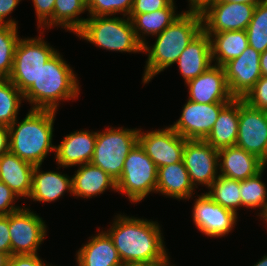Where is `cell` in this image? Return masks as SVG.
I'll return each mask as SVG.
<instances>
[{
    "mask_svg": "<svg viewBox=\"0 0 267 266\" xmlns=\"http://www.w3.org/2000/svg\"><path fill=\"white\" fill-rule=\"evenodd\" d=\"M115 217L105 232L112 239L124 266L155 263L168 257L158 222L121 214Z\"/></svg>",
    "mask_w": 267,
    "mask_h": 266,
    "instance_id": "6da1fadb",
    "label": "cell"
},
{
    "mask_svg": "<svg viewBox=\"0 0 267 266\" xmlns=\"http://www.w3.org/2000/svg\"><path fill=\"white\" fill-rule=\"evenodd\" d=\"M202 16L198 11H182L163 32L156 35L154 45H143L148 53L142 83L147 84L157 74L175 64L188 44L202 31Z\"/></svg>",
    "mask_w": 267,
    "mask_h": 266,
    "instance_id": "7a4b0ae2",
    "label": "cell"
},
{
    "mask_svg": "<svg viewBox=\"0 0 267 266\" xmlns=\"http://www.w3.org/2000/svg\"><path fill=\"white\" fill-rule=\"evenodd\" d=\"M59 51L40 68L38 78L24 93L31 109L58 111L60 101L75 100L80 94L79 80Z\"/></svg>",
    "mask_w": 267,
    "mask_h": 266,
    "instance_id": "3957f363",
    "label": "cell"
},
{
    "mask_svg": "<svg viewBox=\"0 0 267 266\" xmlns=\"http://www.w3.org/2000/svg\"><path fill=\"white\" fill-rule=\"evenodd\" d=\"M57 112L31 109L26 117L12 123L9 128V152L33 165H42L53 145L54 121Z\"/></svg>",
    "mask_w": 267,
    "mask_h": 266,
    "instance_id": "277c9868",
    "label": "cell"
},
{
    "mask_svg": "<svg viewBox=\"0 0 267 266\" xmlns=\"http://www.w3.org/2000/svg\"><path fill=\"white\" fill-rule=\"evenodd\" d=\"M76 36L109 51L143 52V44L137 39L127 16H89Z\"/></svg>",
    "mask_w": 267,
    "mask_h": 266,
    "instance_id": "5b68a950",
    "label": "cell"
},
{
    "mask_svg": "<svg viewBox=\"0 0 267 266\" xmlns=\"http://www.w3.org/2000/svg\"><path fill=\"white\" fill-rule=\"evenodd\" d=\"M139 129L110 127L97 131L91 163L105 171L116 182L124 168L128 153L138 143Z\"/></svg>",
    "mask_w": 267,
    "mask_h": 266,
    "instance_id": "8992f818",
    "label": "cell"
},
{
    "mask_svg": "<svg viewBox=\"0 0 267 266\" xmlns=\"http://www.w3.org/2000/svg\"><path fill=\"white\" fill-rule=\"evenodd\" d=\"M158 168L139 143L128 153L124 168L116 182L118 193L137 204L150 193H156Z\"/></svg>",
    "mask_w": 267,
    "mask_h": 266,
    "instance_id": "52a82bcc",
    "label": "cell"
},
{
    "mask_svg": "<svg viewBox=\"0 0 267 266\" xmlns=\"http://www.w3.org/2000/svg\"><path fill=\"white\" fill-rule=\"evenodd\" d=\"M40 31L39 37L20 38L17 44L13 67L8 79L24 93L38 78L40 68L58 51L44 41Z\"/></svg>",
    "mask_w": 267,
    "mask_h": 266,
    "instance_id": "ba28073f",
    "label": "cell"
},
{
    "mask_svg": "<svg viewBox=\"0 0 267 266\" xmlns=\"http://www.w3.org/2000/svg\"><path fill=\"white\" fill-rule=\"evenodd\" d=\"M9 231L12 256L38 254L39 246L45 240L48 230L42 217L22 206L9 214Z\"/></svg>",
    "mask_w": 267,
    "mask_h": 266,
    "instance_id": "9c48e42d",
    "label": "cell"
},
{
    "mask_svg": "<svg viewBox=\"0 0 267 266\" xmlns=\"http://www.w3.org/2000/svg\"><path fill=\"white\" fill-rule=\"evenodd\" d=\"M255 7L247 3L212 2L200 12L202 29L206 33L246 30Z\"/></svg>",
    "mask_w": 267,
    "mask_h": 266,
    "instance_id": "30bf717a",
    "label": "cell"
},
{
    "mask_svg": "<svg viewBox=\"0 0 267 266\" xmlns=\"http://www.w3.org/2000/svg\"><path fill=\"white\" fill-rule=\"evenodd\" d=\"M138 143L155 163L157 168L183 161L186 139L170 125L164 129L141 132Z\"/></svg>",
    "mask_w": 267,
    "mask_h": 266,
    "instance_id": "8fae6325",
    "label": "cell"
},
{
    "mask_svg": "<svg viewBox=\"0 0 267 266\" xmlns=\"http://www.w3.org/2000/svg\"><path fill=\"white\" fill-rule=\"evenodd\" d=\"M236 146L264 160L267 151V111L256 109L240 99Z\"/></svg>",
    "mask_w": 267,
    "mask_h": 266,
    "instance_id": "7c38bea8",
    "label": "cell"
},
{
    "mask_svg": "<svg viewBox=\"0 0 267 266\" xmlns=\"http://www.w3.org/2000/svg\"><path fill=\"white\" fill-rule=\"evenodd\" d=\"M228 103L201 104L188 100L179 119L170 125L186 140H205L211 132L220 111Z\"/></svg>",
    "mask_w": 267,
    "mask_h": 266,
    "instance_id": "4fadbf2b",
    "label": "cell"
},
{
    "mask_svg": "<svg viewBox=\"0 0 267 266\" xmlns=\"http://www.w3.org/2000/svg\"><path fill=\"white\" fill-rule=\"evenodd\" d=\"M183 162L195 188H208L219 176L218 150L205 140H187Z\"/></svg>",
    "mask_w": 267,
    "mask_h": 266,
    "instance_id": "5bb4252c",
    "label": "cell"
},
{
    "mask_svg": "<svg viewBox=\"0 0 267 266\" xmlns=\"http://www.w3.org/2000/svg\"><path fill=\"white\" fill-rule=\"evenodd\" d=\"M192 217L196 228L208 237H223L236 226L238 215L213 201L205 193L193 203Z\"/></svg>",
    "mask_w": 267,
    "mask_h": 266,
    "instance_id": "9a60e30c",
    "label": "cell"
},
{
    "mask_svg": "<svg viewBox=\"0 0 267 266\" xmlns=\"http://www.w3.org/2000/svg\"><path fill=\"white\" fill-rule=\"evenodd\" d=\"M261 53L248 47L237 58L223 65L231 95L243 99L262 76L260 68Z\"/></svg>",
    "mask_w": 267,
    "mask_h": 266,
    "instance_id": "2e32d148",
    "label": "cell"
},
{
    "mask_svg": "<svg viewBox=\"0 0 267 266\" xmlns=\"http://www.w3.org/2000/svg\"><path fill=\"white\" fill-rule=\"evenodd\" d=\"M188 99L201 104L229 103L231 95L223 66L213 64L198 77L186 83Z\"/></svg>",
    "mask_w": 267,
    "mask_h": 266,
    "instance_id": "e0dca14e",
    "label": "cell"
},
{
    "mask_svg": "<svg viewBox=\"0 0 267 266\" xmlns=\"http://www.w3.org/2000/svg\"><path fill=\"white\" fill-rule=\"evenodd\" d=\"M97 131L79 130L67 134L59 145L55 146V161L63 167L80 166L90 163L95 149Z\"/></svg>",
    "mask_w": 267,
    "mask_h": 266,
    "instance_id": "ac0fdd59",
    "label": "cell"
},
{
    "mask_svg": "<svg viewBox=\"0 0 267 266\" xmlns=\"http://www.w3.org/2000/svg\"><path fill=\"white\" fill-rule=\"evenodd\" d=\"M219 175L243 181L256 175L265 166L257 156L238 146L218 150Z\"/></svg>",
    "mask_w": 267,
    "mask_h": 266,
    "instance_id": "d6986e66",
    "label": "cell"
},
{
    "mask_svg": "<svg viewBox=\"0 0 267 266\" xmlns=\"http://www.w3.org/2000/svg\"><path fill=\"white\" fill-rule=\"evenodd\" d=\"M176 63L185 84L211 67L209 35L202 30L183 50Z\"/></svg>",
    "mask_w": 267,
    "mask_h": 266,
    "instance_id": "ffe728a7",
    "label": "cell"
},
{
    "mask_svg": "<svg viewBox=\"0 0 267 266\" xmlns=\"http://www.w3.org/2000/svg\"><path fill=\"white\" fill-rule=\"evenodd\" d=\"M98 232L77 251V266H124L110 236L103 230Z\"/></svg>",
    "mask_w": 267,
    "mask_h": 266,
    "instance_id": "44dd1931",
    "label": "cell"
},
{
    "mask_svg": "<svg viewBox=\"0 0 267 266\" xmlns=\"http://www.w3.org/2000/svg\"><path fill=\"white\" fill-rule=\"evenodd\" d=\"M34 167L32 163L7 152L0 156V181L4 182L18 198H29Z\"/></svg>",
    "mask_w": 267,
    "mask_h": 266,
    "instance_id": "7402d4cb",
    "label": "cell"
},
{
    "mask_svg": "<svg viewBox=\"0 0 267 266\" xmlns=\"http://www.w3.org/2000/svg\"><path fill=\"white\" fill-rule=\"evenodd\" d=\"M41 165H35L32 173V189L29 198L38 202L59 200L64 193L72 195V177L55 171H41Z\"/></svg>",
    "mask_w": 267,
    "mask_h": 266,
    "instance_id": "603a6c76",
    "label": "cell"
},
{
    "mask_svg": "<svg viewBox=\"0 0 267 266\" xmlns=\"http://www.w3.org/2000/svg\"><path fill=\"white\" fill-rule=\"evenodd\" d=\"M107 189L117 191L116 181L91 162L80 165L72 176V195L77 198L100 196Z\"/></svg>",
    "mask_w": 267,
    "mask_h": 266,
    "instance_id": "cb8c5ba5",
    "label": "cell"
},
{
    "mask_svg": "<svg viewBox=\"0 0 267 266\" xmlns=\"http://www.w3.org/2000/svg\"><path fill=\"white\" fill-rule=\"evenodd\" d=\"M194 190L183 161L158 168L156 193L180 201L192 198Z\"/></svg>",
    "mask_w": 267,
    "mask_h": 266,
    "instance_id": "d4e9b609",
    "label": "cell"
},
{
    "mask_svg": "<svg viewBox=\"0 0 267 266\" xmlns=\"http://www.w3.org/2000/svg\"><path fill=\"white\" fill-rule=\"evenodd\" d=\"M239 111L240 99L234 98L220 111L205 141L217 150L235 146L238 136Z\"/></svg>",
    "mask_w": 267,
    "mask_h": 266,
    "instance_id": "484cf974",
    "label": "cell"
},
{
    "mask_svg": "<svg viewBox=\"0 0 267 266\" xmlns=\"http://www.w3.org/2000/svg\"><path fill=\"white\" fill-rule=\"evenodd\" d=\"M207 34L210 38L212 62L218 66L239 57L249 47L246 30Z\"/></svg>",
    "mask_w": 267,
    "mask_h": 266,
    "instance_id": "4316f807",
    "label": "cell"
},
{
    "mask_svg": "<svg viewBox=\"0 0 267 266\" xmlns=\"http://www.w3.org/2000/svg\"><path fill=\"white\" fill-rule=\"evenodd\" d=\"M175 1L167 8L160 9L150 13L129 14L137 39L144 45L146 37L156 36L163 32L171 23H173L181 13H175ZM142 33V34H141Z\"/></svg>",
    "mask_w": 267,
    "mask_h": 266,
    "instance_id": "83f0119b",
    "label": "cell"
},
{
    "mask_svg": "<svg viewBox=\"0 0 267 266\" xmlns=\"http://www.w3.org/2000/svg\"><path fill=\"white\" fill-rule=\"evenodd\" d=\"M87 11L86 0H56L53 10V27H62L76 34L86 19L80 14Z\"/></svg>",
    "mask_w": 267,
    "mask_h": 266,
    "instance_id": "f1b7e54d",
    "label": "cell"
},
{
    "mask_svg": "<svg viewBox=\"0 0 267 266\" xmlns=\"http://www.w3.org/2000/svg\"><path fill=\"white\" fill-rule=\"evenodd\" d=\"M265 168L256 175L240 181L241 207L254 210L259 208L258 217L262 220L267 216V188L261 180Z\"/></svg>",
    "mask_w": 267,
    "mask_h": 266,
    "instance_id": "f546056e",
    "label": "cell"
},
{
    "mask_svg": "<svg viewBox=\"0 0 267 266\" xmlns=\"http://www.w3.org/2000/svg\"><path fill=\"white\" fill-rule=\"evenodd\" d=\"M208 190L205 194L213 201L238 214L241 207L240 181L219 175Z\"/></svg>",
    "mask_w": 267,
    "mask_h": 266,
    "instance_id": "4dcf8cb0",
    "label": "cell"
},
{
    "mask_svg": "<svg viewBox=\"0 0 267 266\" xmlns=\"http://www.w3.org/2000/svg\"><path fill=\"white\" fill-rule=\"evenodd\" d=\"M23 100V93L8 78H0V126L16 121Z\"/></svg>",
    "mask_w": 267,
    "mask_h": 266,
    "instance_id": "1f68e13d",
    "label": "cell"
},
{
    "mask_svg": "<svg viewBox=\"0 0 267 266\" xmlns=\"http://www.w3.org/2000/svg\"><path fill=\"white\" fill-rule=\"evenodd\" d=\"M246 35L254 50L259 53L267 50V0L256 5Z\"/></svg>",
    "mask_w": 267,
    "mask_h": 266,
    "instance_id": "d6a6232c",
    "label": "cell"
},
{
    "mask_svg": "<svg viewBox=\"0 0 267 266\" xmlns=\"http://www.w3.org/2000/svg\"><path fill=\"white\" fill-rule=\"evenodd\" d=\"M18 27L0 24V78H8L19 42Z\"/></svg>",
    "mask_w": 267,
    "mask_h": 266,
    "instance_id": "836d02e7",
    "label": "cell"
},
{
    "mask_svg": "<svg viewBox=\"0 0 267 266\" xmlns=\"http://www.w3.org/2000/svg\"><path fill=\"white\" fill-rule=\"evenodd\" d=\"M133 0H86L89 16H112L117 13L129 16Z\"/></svg>",
    "mask_w": 267,
    "mask_h": 266,
    "instance_id": "e575fe53",
    "label": "cell"
},
{
    "mask_svg": "<svg viewBox=\"0 0 267 266\" xmlns=\"http://www.w3.org/2000/svg\"><path fill=\"white\" fill-rule=\"evenodd\" d=\"M243 100L251 107L267 111V76H261Z\"/></svg>",
    "mask_w": 267,
    "mask_h": 266,
    "instance_id": "d590c367",
    "label": "cell"
},
{
    "mask_svg": "<svg viewBox=\"0 0 267 266\" xmlns=\"http://www.w3.org/2000/svg\"><path fill=\"white\" fill-rule=\"evenodd\" d=\"M56 0H32L37 16V29L53 27V10Z\"/></svg>",
    "mask_w": 267,
    "mask_h": 266,
    "instance_id": "8d00e7d4",
    "label": "cell"
},
{
    "mask_svg": "<svg viewBox=\"0 0 267 266\" xmlns=\"http://www.w3.org/2000/svg\"><path fill=\"white\" fill-rule=\"evenodd\" d=\"M18 199L17 195L4 182L0 181V215H9L21 209L14 204Z\"/></svg>",
    "mask_w": 267,
    "mask_h": 266,
    "instance_id": "74e56055",
    "label": "cell"
},
{
    "mask_svg": "<svg viewBox=\"0 0 267 266\" xmlns=\"http://www.w3.org/2000/svg\"><path fill=\"white\" fill-rule=\"evenodd\" d=\"M174 0H133L130 14L150 13L167 8Z\"/></svg>",
    "mask_w": 267,
    "mask_h": 266,
    "instance_id": "f35d334b",
    "label": "cell"
},
{
    "mask_svg": "<svg viewBox=\"0 0 267 266\" xmlns=\"http://www.w3.org/2000/svg\"><path fill=\"white\" fill-rule=\"evenodd\" d=\"M8 266H53L44 263L39 254L12 255L9 258Z\"/></svg>",
    "mask_w": 267,
    "mask_h": 266,
    "instance_id": "ab89813d",
    "label": "cell"
},
{
    "mask_svg": "<svg viewBox=\"0 0 267 266\" xmlns=\"http://www.w3.org/2000/svg\"><path fill=\"white\" fill-rule=\"evenodd\" d=\"M0 252L11 256L9 215H0Z\"/></svg>",
    "mask_w": 267,
    "mask_h": 266,
    "instance_id": "60d3db41",
    "label": "cell"
},
{
    "mask_svg": "<svg viewBox=\"0 0 267 266\" xmlns=\"http://www.w3.org/2000/svg\"><path fill=\"white\" fill-rule=\"evenodd\" d=\"M20 1L21 0H0V24L17 26L18 23L7 16L15 10Z\"/></svg>",
    "mask_w": 267,
    "mask_h": 266,
    "instance_id": "b9f144b4",
    "label": "cell"
},
{
    "mask_svg": "<svg viewBox=\"0 0 267 266\" xmlns=\"http://www.w3.org/2000/svg\"><path fill=\"white\" fill-rule=\"evenodd\" d=\"M9 152V128L0 126V156Z\"/></svg>",
    "mask_w": 267,
    "mask_h": 266,
    "instance_id": "7bdbcfd3",
    "label": "cell"
},
{
    "mask_svg": "<svg viewBox=\"0 0 267 266\" xmlns=\"http://www.w3.org/2000/svg\"><path fill=\"white\" fill-rule=\"evenodd\" d=\"M217 0H188L189 11L201 12L208 4Z\"/></svg>",
    "mask_w": 267,
    "mask_h": 266,
    "instance_id": "ee69618b",
    "label": "cell"
},
{
    "mask_svg": "<svg viewBox=\"0 0 267 266\" xmlns=\"http://www.w3.org/2000/svg\"><path fill=\"white\" fill-rule=\"evenodd\" d=\"M260 68H261L262 76H267V50L261 53Z\"/></svg>",
    "mask_w": 267,
    "mask_h": 266,
    "instance_id": "f6af8a7d",
    "label": "cell"
},
{
    "mask_svg": "<svg viewBox=\"0 0 267 266\" xmlns=\"http://www.w3.org/2000/svg\"><path fill=\"white\" fill-rule=\"evenodd\" d=\"M169 256L165 260H161L155 263H150V264H133L129 266H175L170 263Z\"/></svg>",
    "mask_w": 267,
    "mask_h": 266,
    "instance_id": "bcb514c9",
    "label": "cell"
},
{
    "mask_svg": "<svg viewBox=\"0 0 267 266\" xmlns=\"http://www.w3.org/2000/svg\"><path fill=\"white\" fill-rule=\"evenodd\" d=\"M264 0H217L215 2H230V3H247L250 5H257L261 2H263Z\"/></svg>",
    "mask_w": 267,
    "mask_h": 266,
    "instance_id": "7dc6e473",
    "label": "cell"
},
{
    "mask_svg": "<svg viewBox=\"0 0 267 266\" xmlns=\"http://www.w3.org/2000/svg\"><path fill=\"white\" fill-rule=\"evenodd\" d=\"M9 258L8 254L0 252V266H8Z\"/></svg>",
    "mask_w": 267,
    "mask_h": 266,
    "instance_id": "c3c4849f",
    "label": "cell"
},
{
    "mask_svg": "<svg viewBox=\"0 0 267 266\" xmlns=\"http://www.w3.org/2000/svg\"><path fill=\"white\" fill-rule=\"evenodd\" d=\"M256 263L257 264H254L253 266H267V254L264 255L261 260L259 259V261Z\"/></svg>",
    "mask_w": 267,
    "mask_h": 266,
    "instance_id": "681fc988",
    "label": "cell"
},
{
    "mask_svg": "<svg viewBox=\"0 0 267 266\" xmlns=\"http://www.w3.org/2000/svg\"><path fill=\"white\" fill-rule=\"evenodd\" d=\"M262 163H263V165L266 167V165H267V151H266V157H265V159L262 161Z\"/></svg>",
    "mask_w": 267,
    "mask_h": 266,
    "instance_id": "f907efd6",
    "label": "cell"
},
{
    "mask_svg": "<svg viewBox=\"0 0 267 266\" xmlns=\"http://www.w3.org/2000/svg\"><path fill=\"white\" fill-rule=\"evenodd\" d=\"M264 220V222L266 221L267 222V216L263 219ZM267 224V223H266Z\"/></svg>",
    "mask_w": 267,
    "mask_h": 266,
    "instance_id": "816d5d0a",
    "label": "cell"
}]
</instances>
